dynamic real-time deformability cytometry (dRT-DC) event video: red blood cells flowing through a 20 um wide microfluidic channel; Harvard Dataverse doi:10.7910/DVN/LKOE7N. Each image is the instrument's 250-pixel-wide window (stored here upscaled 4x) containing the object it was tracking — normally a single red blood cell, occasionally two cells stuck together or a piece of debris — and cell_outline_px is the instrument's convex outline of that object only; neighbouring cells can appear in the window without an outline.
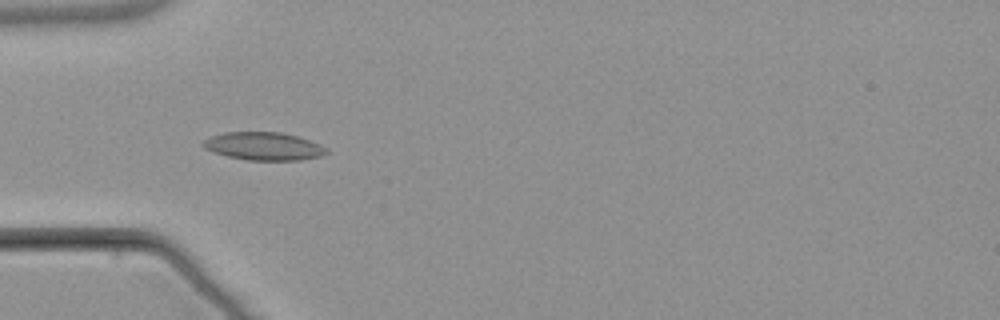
{"species": "common noctule bat (a hibernating species)", "species_latin": "Nyctalus noctula", "temperature_condition": "warm", "stored_images_in_passage": 8, "camera_frame_rate_fps": 3000, "um_per_image_px": 0.085, "animal": {"sex": "male", "body_mass_g": 21.5, "forearm_length_mm": 52.0}, "frame": {"image": 1, "passage_image": 5, "time_ms": 5.667, "image_size_px": [1000, 320], "cell_outline_px": [[328, 152], [320, 156], [300, 160], [248, 160], [228, 156], [212, 152], [204, 148], [200, 144], [204, 140], [212, 136], [224, 132], [280, 132], [296, 136], [320, 144], [328, 148]], "centroid_in_image_um": [22.39, 12.43], "position_along_channel_um": 62.6, "area_um2": 20.06}}
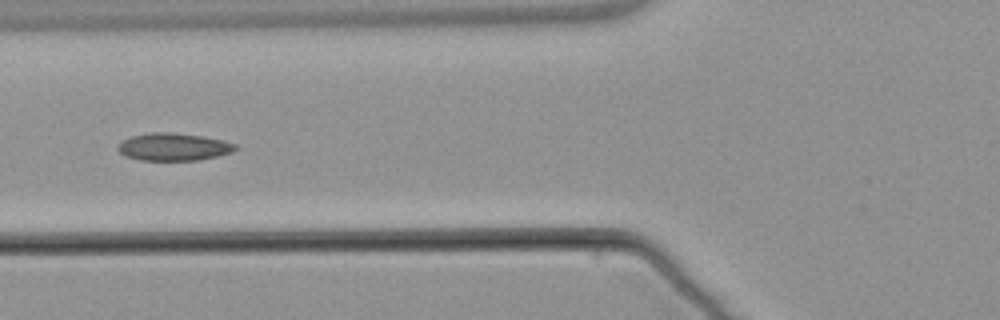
{"frame": {"image": 2, "passage_image": 6, "time_ms": 7.0, "image_size_px": [1000, 320], "cell_outline_px": [[236, 148], [232, 152], [200, 160], [140, 160], [124, 156], [116, 148], [124, 140], [132, 136], [152, 132], [172, 132], [200, 136], [220, 140], [236, 144]], "centroid_in_image_um": [14.72, 12.49], "position_along_channel_um": 111.1, "area_um2": 18.61}}
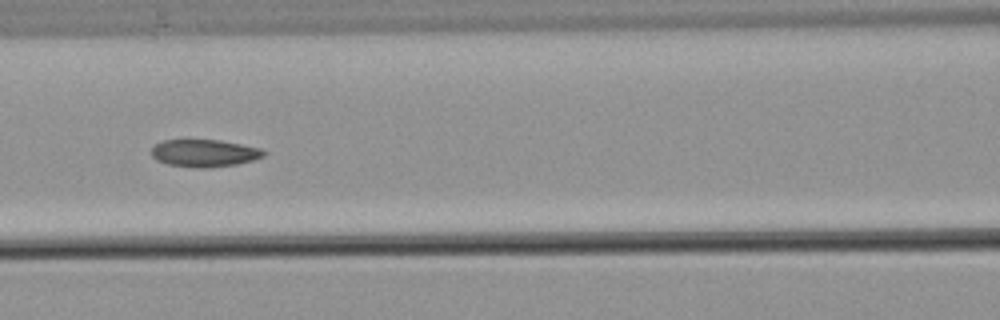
{"frame": {"image": 3, "passage_image": 7, "time_ms": 8.0, "image_size_px": [1000, 320], "cell_outline_px": [[268, 152], [264, 156], [252, 160], [236, 164], [212, 168], [196, 168], [168, 164], [156, 160], [152, 156], [152, 144], [164, 140], [220, 140], [260, 148]], "centroid_in_image_um": [17.36, 13.02], "position_along_channel_um": 149.2, "area_um2": 18.03}}